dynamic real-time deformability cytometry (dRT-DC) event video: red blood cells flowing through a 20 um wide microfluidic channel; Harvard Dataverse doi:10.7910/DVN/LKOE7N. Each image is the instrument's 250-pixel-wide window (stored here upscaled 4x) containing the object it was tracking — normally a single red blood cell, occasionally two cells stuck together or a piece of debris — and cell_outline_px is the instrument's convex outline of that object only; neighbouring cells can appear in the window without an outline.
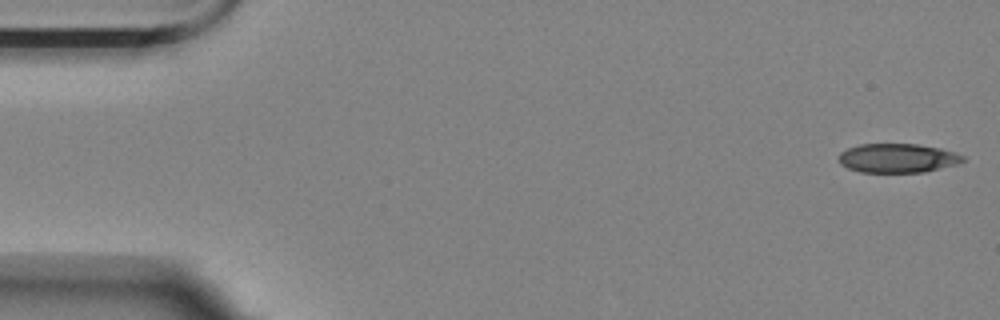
{"species": "Egyptian fruit bat (a non-hibernating species)", "species_latin": "Rousettus aegyptiacus", "temperature_condition": "room temperature", "stored_images_in_passage": 56, "camera_frame_rate_fps": 3000, "um_per_image_px": 0.085, "animal": {"sex": "female"}, "frame": {"image": 1, "passage_image": 1, "time_ms": 0.0, "image_size_px": [1000, 320], "cell_outline_px": [[968, 160], [956, 164], [924, 172], [860, 172], [848, 168], [840, 164], [836, 156], [840, 152], [848, 148], [860, 144], [916, 144], [940, 148], [956, 152], [964, 156]], "centroid_in_image_um": [76.28, 13.44], "position_along_channel_um": 8.7, "area_um2": 21.21}}
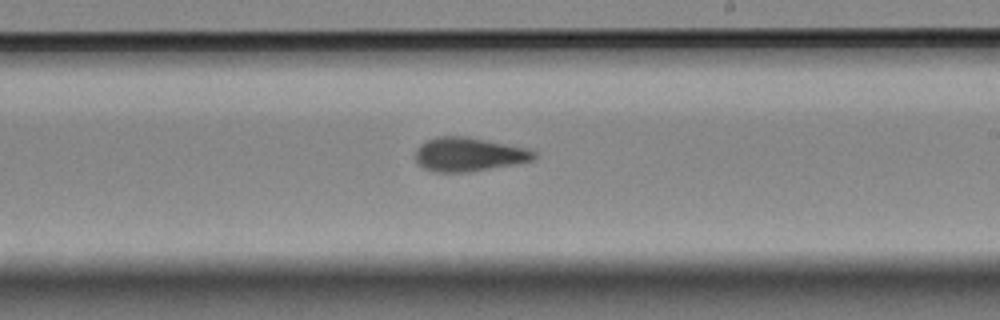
{"frame": {"image": 2, "passage_image": 32, "time_ms": 10.333, "image_size_px": [1000, 320], "cell_outline_px": [[536, 156], [532, 160], [472, 172], [436, 172], [424, 168], [416, 164], [416, 148], [420, 144], [428, 140], [440, 136], [464, 136], [528, 148], [536, 152]], "centroid_in_image_um": [39.81, 13.13], "position_along_channel_um": 249.2, "area_um2": 23.29}}
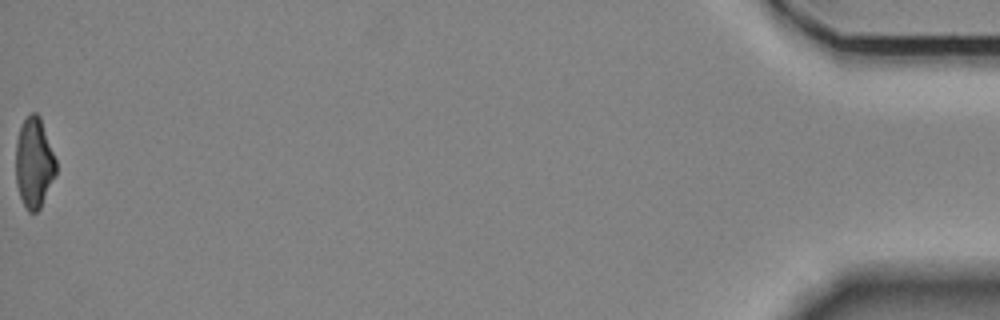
{"frame": {"image": 3, "passage_image": 56, "time_ms": 18.333, "image_size_px": [1000, 320], "cell_outline_px": [[56, 176], [40, 208], [36, 212], [28, 212], [20, 196], [16, 184], [16, 140], [20, 128], [24, 120], [32, 112], [36, 112], [40, 116], [56, 160]], "centroid_in_image_um": [2.9, 13.85], "position_along_channel_um": 432.3, "area_um2": 21.15}, "authors_computed_cell_mechanics": {"area_um2": 22.831, "velocity_mm_per_s": 3.5281, "shape_relaxation_time_tau1_ms": 7.299, "shape_relaxation_time_tau2_ms": 3.103, "deformation_change_tau1": 0.1915, "deformation_change_tau2": 0.0977}}